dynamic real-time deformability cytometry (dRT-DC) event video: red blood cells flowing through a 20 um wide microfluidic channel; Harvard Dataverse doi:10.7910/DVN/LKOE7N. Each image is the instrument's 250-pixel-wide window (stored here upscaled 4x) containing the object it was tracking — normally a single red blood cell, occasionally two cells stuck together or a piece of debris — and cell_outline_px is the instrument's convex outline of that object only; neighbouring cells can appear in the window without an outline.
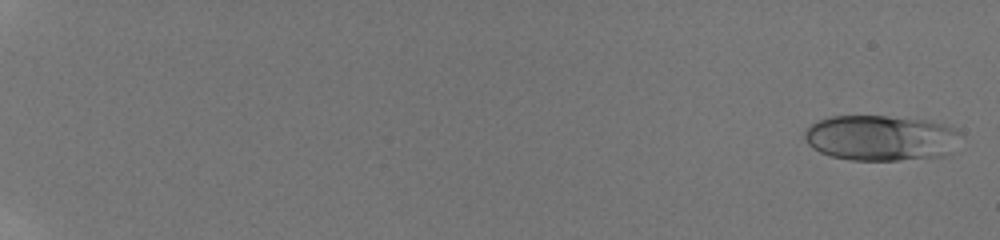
{"species": "human", "species_latin": "Homo sapiens", "temperature_condition": "room temperature", "stored_images_in_passage": 27, "camera_frame_rate_fps": 3000, "um_per_image_px": 0.085, "donor": {"sex": "male"}, "frame": {"image": 1, "passage_image": 2, "time_ms": 0.333, "image_size_px": [1000, 240], "cell_outline_px": [[964, 136], [952, 152], [944, 156], [900, 160], [852, 160], [832, 156], [820, 152], [812, 148], [808, 144], [804, 136], [804, 128], [816, 120], [832, 116], [888, 116], [928, 120], [944, 124], [956, 128]], "centroid_in_image_um": [74.91, 11.72], "position_along_channel_um": 10.1, "area_um2": 42.14}}
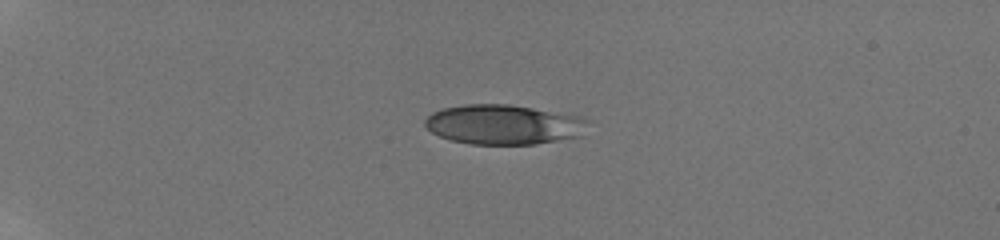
{"frame": {"image": 2, "passage_image": 16, "time_ms": 5.333, "image_size_px": [1000, 240], "cell_outline_px": [[588, 120], [584, 136], [536, 144], [472, 144], [452, 140], [440, 136], [432, 132], [424, 124], [424, 120], [432, 112], [440, 108], [464, 104], [508, 104], [580, 116]], "centroid_in_image_um": [42.82, 10.58], "position_along_channel_um": 42.2, "area_um2": 37.92}}